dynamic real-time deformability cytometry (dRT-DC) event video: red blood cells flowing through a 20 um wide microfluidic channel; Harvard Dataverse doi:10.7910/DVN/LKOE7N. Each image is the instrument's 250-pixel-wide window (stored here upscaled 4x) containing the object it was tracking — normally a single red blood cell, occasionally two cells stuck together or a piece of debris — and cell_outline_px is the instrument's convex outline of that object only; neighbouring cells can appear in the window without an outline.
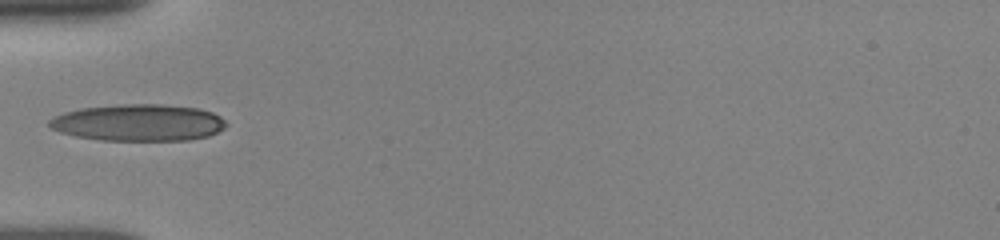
{"species": "human", "species_latin": "Homo sapiens", "temperature_condition": "room temperature", "stored_images_in_passage": 37, "camera_frame_rate_fps": 3000, "um_per_image_px": 0.085, "donor": {"sex": "female"}, "frame": {"image": 1, "passage_image": 1, "time_ms": 0.0, "image_size_px": [1000, 240], "cell_outline_px": [[228, 124], [224, 128], [208, 136], [188, 140], [100, 140], [76, 136], [60, 132], [52, 128], [48, 124], [48, 120], [64, 112], [80, 108], [124, 104], [160, 104], [200, 108], [212, 112], [220, 116]], "centroid_in_image_um": [11.78, 10.42], "position_along_channel_um": 73.2, "area_um2": 37.86}}
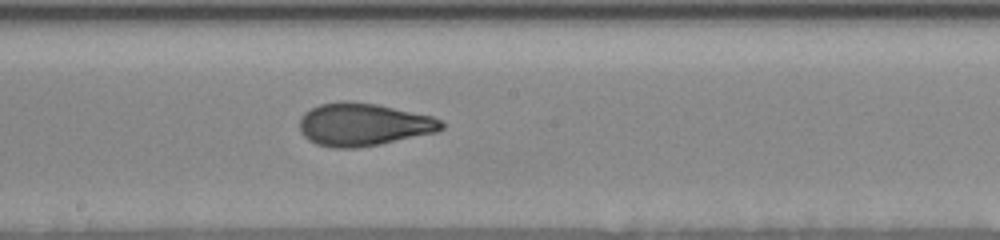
{"frame": {"image": 2, "passage_image": 17, "time_ms": 3.667, "image_size_px": [1000, 240], "cell_outline_px": [[444, 128], [436, 132], [380, 144], [356, 148], [332, 148], [316, 144], [308, 140], [300, 132], [300, 120], [304, 112], [320, 104], [344, 100], [348, 100], [376, 104], [432, 116], [440, 120], [444, 124]], "centroid_in_image_um": [30.86, 10.58], "position_along_channel_um": 217.3, "area_um2": 35.37}}
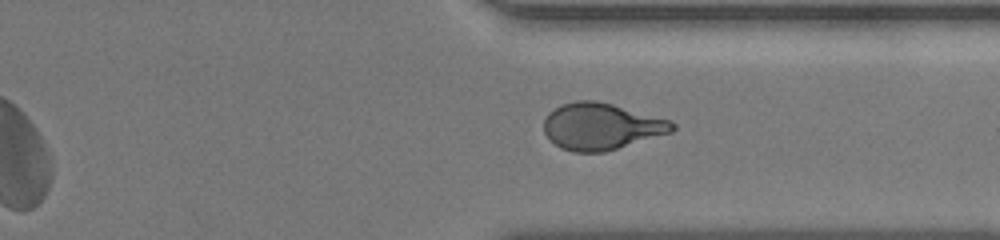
{"frame": {"image": 3, "passage_image": 29, "time_ms": 7.333, "image_size_px": [1000, 240], "cell_outline_px": [[676, 128], [672, 132], [604, 152], [572, 152], [560, 148], [544, 132], [544, 120], [548, 112], [564, 104], [576, 100], [596, 100], [612, 104], [668, 120], [676, 124]], "centroid_in_image_um": [51.09, 10.75], "position_along_channel_um": 360.3, "area_um2": 34.56}, "authors_computed_cell_mechanics": {"area_um2": 34.969, "velocity_mm_per_s": 3.9029, "shape_relaxation_time_tau1_ms": 5.9153, "shape_relaxation_time_tau2_ms": 1.1575, "deformation_change_tau1": 0.2071, "deformation_change_tau2": 0.0786}}